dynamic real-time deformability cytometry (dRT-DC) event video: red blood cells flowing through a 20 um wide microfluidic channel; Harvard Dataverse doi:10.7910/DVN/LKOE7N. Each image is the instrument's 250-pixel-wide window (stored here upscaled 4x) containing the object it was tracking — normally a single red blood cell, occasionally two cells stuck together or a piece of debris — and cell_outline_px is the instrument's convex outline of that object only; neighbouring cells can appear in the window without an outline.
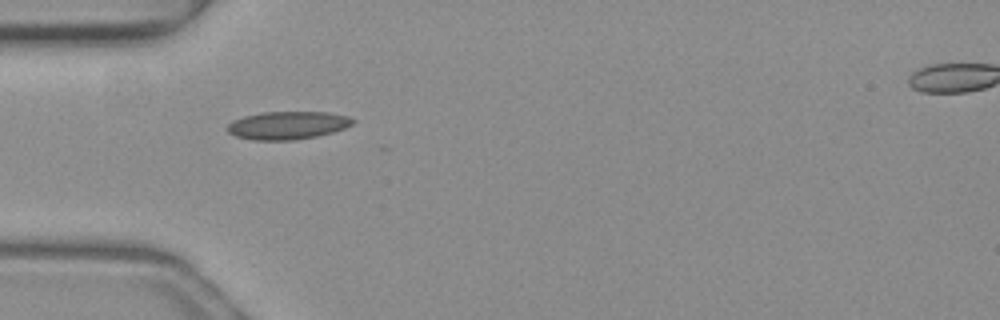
{"species": "common noctule bat (a hibernating species)", "species_latin": "Nyctalus noctula", "temperature_condition": "warm", "stored_images_in_passage": 36, "camera_frame_rate_fps": 3000, "um_per_image_px": 0.085, "animal": {"sex": "female", "body_mass_g": 19.3, "forearm_length_mm": 54.1}, "frame": {"image": 1, "passage_image": 1, "time_ms": 0.0, "image_size_px": [1000, 320], "cell_outline_px": [[356, 120], [352, 124], [344, 128], [332, 132], [316, 136], [292, 140], [252, 140], [236, 136], [228, 132], [224, 128], [232, 120], [244, 116], [260, 112], [328, 112], [348, 116]], "centroid_in_image_um": [24.4, 10.64], "position_along_channel_um": 60.6, "area_um2": 20.52}}
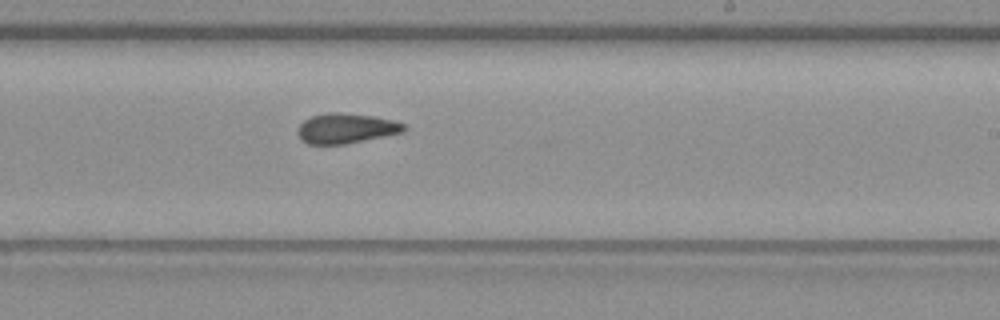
{"frame": {"image": 2, "passage_image": 16, "time_ms": 5.0, "image_size_px": [1000, 320], "cell_outline_px": [[408, 128], [404, 132], [344, 144], [308, 144], [300, 140], [300, 124], [304, 120], [312, 116], [328, 112], [340, 112], [376, 116], [396, 120], [404, 124]], "centroid_in_image_um": [29.47, 10.89], "position_along_channel_um": 259.5, "area_um2": 18.61}}
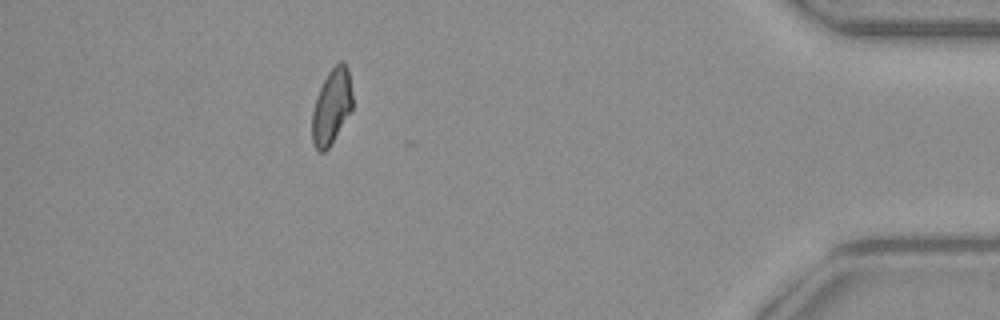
{"frame": {"image": 3, "passage_image": 31, "time_ms": 10.0, "image_size_px": [1000, 320], "cell_outline_px": [[352, 108], [328, 148], [324, 152], [320, 152], [316, 148], [312, 140], [312, 112], [316, 96], [328, 72], [340, 60], [344, 60], [348, 68], [352, 92]], "centroid_in_image_um": [28.18, 9.02], "position_along_channel_um": 407.0, "area_um2": 17.51}, "authors_computed_cell_mechanics": {"area_um2": 18.3515, "velocity_mm_per_s": 4.0299, "shape_relaxation_time_tau1_ms": null, "shape_relaxation_time_tau2_ms": 3.0604, "deformation_change_tau1": null, "deformation_change_tau2": 0.0749}}